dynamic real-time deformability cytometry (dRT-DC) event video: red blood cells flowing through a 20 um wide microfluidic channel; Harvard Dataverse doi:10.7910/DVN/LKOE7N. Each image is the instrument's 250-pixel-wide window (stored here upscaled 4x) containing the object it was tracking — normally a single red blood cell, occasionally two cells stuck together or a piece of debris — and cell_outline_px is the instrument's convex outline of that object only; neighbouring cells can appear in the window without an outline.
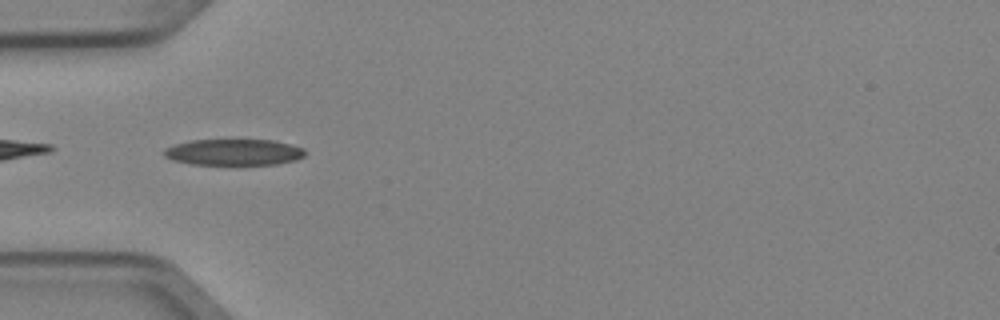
{"species": "Egyptian fruit bat (a non-hibernating species)", "species_latin": "Rousettus aegyptiacus", "temperature_condition": "cold", "stored_images_in_passage": 6, "camera_frame_rate_fps": 3000, "um_per_image_px": 0.085, "animal": {"sex": "female"}, "frame": {"image": 1, "passage_image": 3, "time_ms": 0.667, "image_size_px": [1000, 320], "cell_outline_px": [[304, 156], [296, 160], [276, 164], [192, 164], [172, 160], [164, 156], [164, 148], [188, 140], [276, 140], [292, 144], [304, 148]], "centroid_in_image_um": [19.88, 12.92], "position_along_channel_um": 65.1, "area_um2": 21.56}}
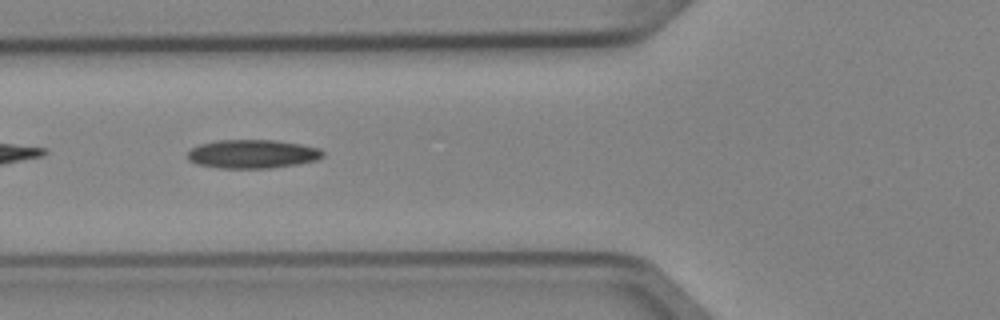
{"frame": {"image": 2, "passage_image": 4, "time_ms": 1.0, "image_size_px": [1000, 320], "cell_outline_px": [[324, 156], [316, 160], [296, 164], [272, 168], [216, 168], [196, 164], [188, 160], [188, 152], [192, 148], [200, 144], [216, 140], [276, 140], [300, 144], [320, 148], [324, 152]], "centroid_in_image_um": [21.45, 13.09], "position_along_channel_um": 104.3, "area_um2": 22.72}}
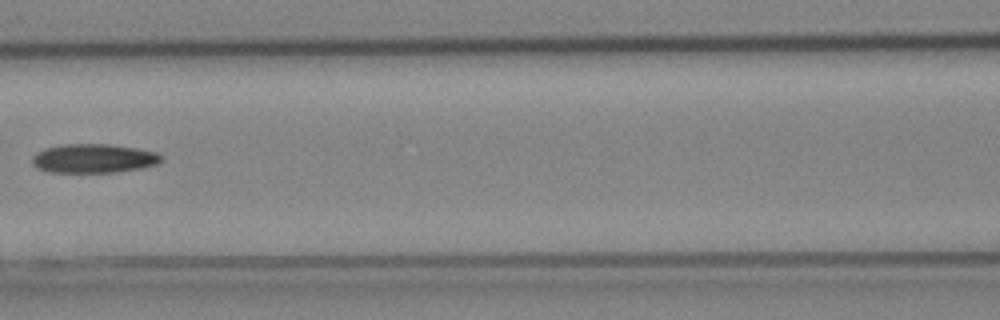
{"frame": {"image": 3, "passage_image": 5, "time_ms": 1.333, "image_size_px": [1000, 320], "cell_outline_px": [[164, 156], [156, 164], [140, 168], [116, 172], [48, 172], [36, 168], [32, 164], [32, 156], [36, 152], [44, 148], [60, 144], [112, 144], [136, 148], [156, 152]], "centroid_in_image_um": [7.91, 13.46], "position_along_channel_um": 158.7, "area_um2": 21.96}}